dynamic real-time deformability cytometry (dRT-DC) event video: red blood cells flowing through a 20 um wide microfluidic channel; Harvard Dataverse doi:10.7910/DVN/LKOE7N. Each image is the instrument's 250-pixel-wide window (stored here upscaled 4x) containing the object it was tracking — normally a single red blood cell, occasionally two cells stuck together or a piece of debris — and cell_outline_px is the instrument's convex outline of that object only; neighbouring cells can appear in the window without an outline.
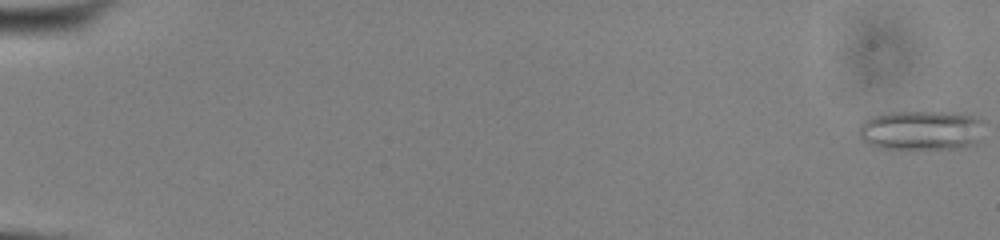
{"species": "common noctule bat (a hibernating species)", "species_latin": "Nyctalus noctula", "temperature_condition": "cold", "stored_images_in_passage": 18, "camera_frame_rate_fps": 3000, "um_per_image_px": 0.085, "animal": {"sex": "male", "body_mass_g": 13.0, "forearm_length_mm": 53.1}, "frame": {"image": 1, "passage_image": 1, "time_ms": 0.0, "image_size_px": [1000, 240], "cell_outline_px": [[984, 120], [976, 144], [960, 148], [880, 148], [868, 144], [860, 140], [856, 132], [860, 124], [864, 120], [872, 116], [892, 112], [948, 112], [976, 116]], "centroid_in_image_um": [78.25, 11.07], "position_along_channel_um": 6.7, "area_um2": 29.13}}